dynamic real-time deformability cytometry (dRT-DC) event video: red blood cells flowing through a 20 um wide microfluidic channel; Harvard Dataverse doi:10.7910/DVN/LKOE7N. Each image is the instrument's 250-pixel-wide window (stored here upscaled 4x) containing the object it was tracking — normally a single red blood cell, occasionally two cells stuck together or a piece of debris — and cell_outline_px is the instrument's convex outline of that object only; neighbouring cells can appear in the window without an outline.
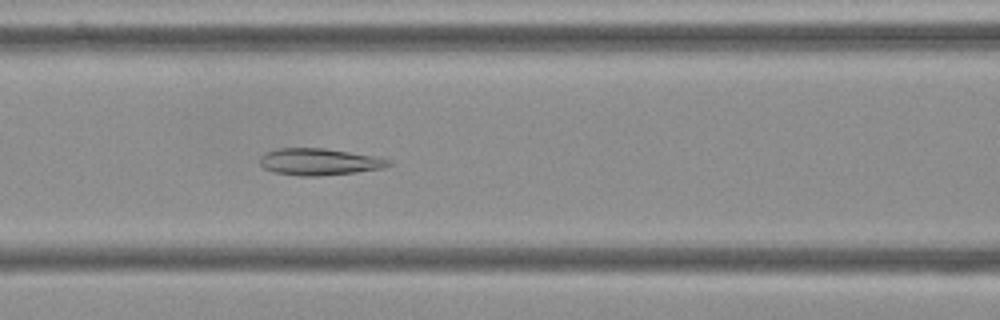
{"species": "Egyptian fruit bat (a non-hibernating species)", "species_latin": "Rousettus aegyptiacus", "temperature_condition": "cold", "stored_images_in_passage": 49, "camera_frame_rate_fps": 3000, "um_per_image_px": 0.085, "frame": {"image": 1, "passage_image": 17, "time_ms": 5.333, "image_size_px": [1000, 320], "cell_outline_px": [[392, 164], [384, 168], [356, 172], [320, 176], [300, 176], [276, 172], [264, 168], [260, 164], [260, 156], [276, 148], [324, 148], [376, 156], [392, 160]], "centroid_in_image_um": [27.17, 13.75], "position_along_channel_um": 139.4, "area_um2": 20.11}}
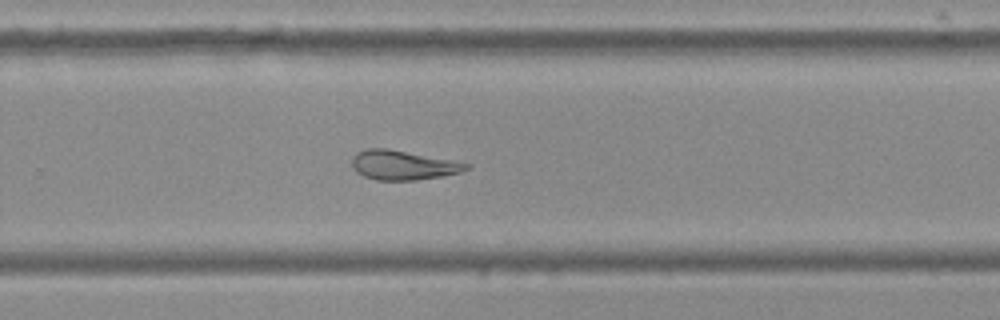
{"frame": {"image": 2, "passage_image": 30, "time_ms": 9.667, "image_size_px": [1000, 320], "cell_outline_px": [[472, 168], [460, 172], [440, 176], [416, 180], [376, 180], [364, 176], [356, 172], [352, 168], [352, 156], [356, 152], [368, 148], [388, 148], [472, 164]], "centroid_in_image_um": [34.23, 14.03], "position_along_channel_um": 295.6, "area_um2": 19.65}}
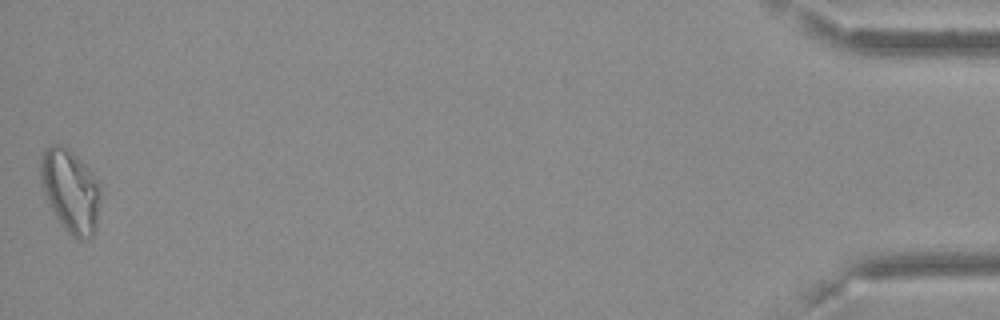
{"frame": {"image": 3, "passage_image": 49, "time_ms": 16.0, "image_size_px": [1000, 320], "cell_outline_px": [[100, 200], [96, 232], [92, 236], [80, 240], [76, 240], [60, 224], [48, 204], [40, 184], [40, 160], [44, 152], [52, 144], [60, 144], [68, 148], [100, 180]], "centroid_in_image_um": [6.0, 16.25], "position_along_channel_um": 429.2, "area_um2": 29.42}, "authors_computed_cell_mechanics": {"area_um2": 21.675, "velocity_mm_per_s": 3.6098, "shape_relaxation_time_tau1_ms": null, "shape_relaxation_time_tau2_ms": 3.9524, "deformation_change_tau1": null, "deformation_change_tau2": 0.096}}